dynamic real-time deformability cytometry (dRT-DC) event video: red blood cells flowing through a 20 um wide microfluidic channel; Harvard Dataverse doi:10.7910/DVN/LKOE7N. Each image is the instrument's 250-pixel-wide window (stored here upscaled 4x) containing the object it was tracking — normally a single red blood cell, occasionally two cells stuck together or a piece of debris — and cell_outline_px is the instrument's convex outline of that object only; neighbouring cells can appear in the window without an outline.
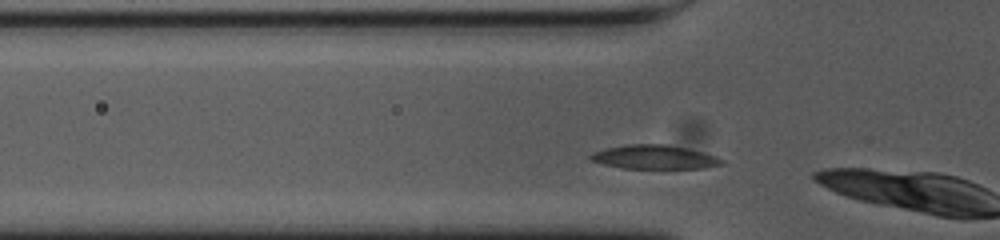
{"species": "common noctule bat (a hibernating species)", "species_latin": "Nyctalus noctula", "temperature_condition": "cold", "stored_images_in_passage": 3, "camera_frame_rate_fps": 3000, "um_per_image_px": 0.085, "animal": {"sex": "female", "body_mass_g": 23.0, "forearm_length_mm": 53.4}, "frame": {"image": 1, "passage_image": 2, "time_ms": 0.333, "image_size_px": [1000, 240], "cell_outline_px": [[724, 164], [704, 168], [620, 168], [588, 160], [588, 156], [592, 152], [608, 148], [628, 144], [664, 144], [704, 152], [716, 156], [724, 160]], "centroid_in_image_um": [55.6, 13.35], "position_along_channel_um": 70.2, "area_um2": 18.26}}